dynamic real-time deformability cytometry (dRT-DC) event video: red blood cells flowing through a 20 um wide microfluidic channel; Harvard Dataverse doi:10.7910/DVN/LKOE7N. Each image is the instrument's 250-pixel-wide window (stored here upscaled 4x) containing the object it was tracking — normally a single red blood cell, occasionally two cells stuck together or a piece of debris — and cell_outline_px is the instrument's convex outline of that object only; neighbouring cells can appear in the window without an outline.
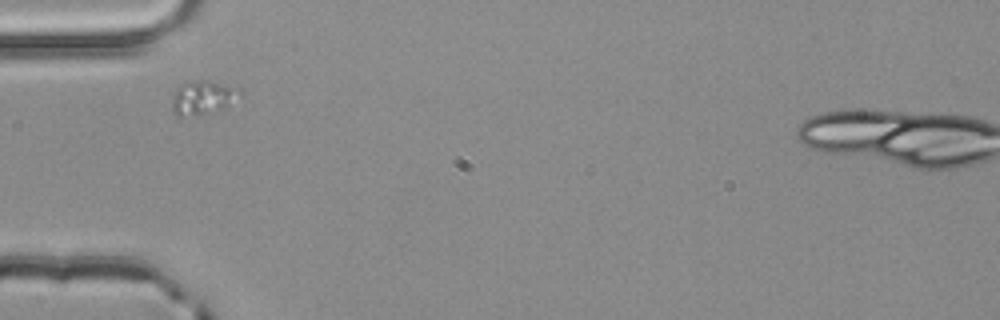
{"species": "common noctule bat (a hibernating species)", "species_latin": "Nyctalus noctula", "temperature_condition": "room temperature", "stored_images_in_passage": 1, "camera_frame_rate_fps": 3000, "um_per_image_px": 0.085, "animal": {"sex": "male", "body_mass_g": 20.4}, "frame": {"image": 1, "passage_image": 1, "time_ms": 0.0, "image_size_px": [1000, 320], "cell_outline_px": [[244, 92], [240, 96], [224, 108], [200, 116], [176, 116], [172, 112], [172, 96], [176, 88], [180, 84], [188, 80], [208, 80], [244, 88]], "centroid_in_image_um": [17.25, 8.28], "position_along_channel_um": 67.7, "area_um2": 14.05}}